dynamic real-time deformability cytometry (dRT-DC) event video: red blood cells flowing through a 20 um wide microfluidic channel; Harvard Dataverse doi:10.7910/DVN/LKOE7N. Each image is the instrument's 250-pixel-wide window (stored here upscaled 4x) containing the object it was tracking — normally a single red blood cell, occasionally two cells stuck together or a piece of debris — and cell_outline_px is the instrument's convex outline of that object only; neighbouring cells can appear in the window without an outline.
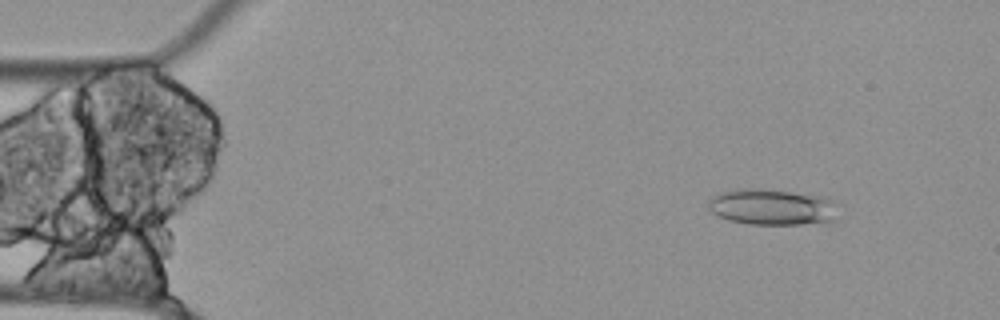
{"species": "Egyptian fruit bat (a non-hibernating species)", "species_latin": "Rousettus aegyptiacus", "temperature_condition": "cold", "stored_images_in_passage": 14, "camera_frame_rate_fps": 3000, "um_per_image_px": 0.085, "animal": {"sex": "female"}, "frame": {"image": 1, "passage_image": 1, "time_ms": 0.0, "image_size_px": [1000, 320], "cell_outline_px": [[840, 220], [800, 224], [748, 224], [728, 220], [712, 212], [708, 208], [708, 200], [712, 196], [720, 192], [736, 188], [760, 188], [792, 192], [820, 196], [832, 200]], "centroid_in_image_um": [65.6, 17.59], "position_along_channel_um": 19.4, "area_um2": 27.46}}
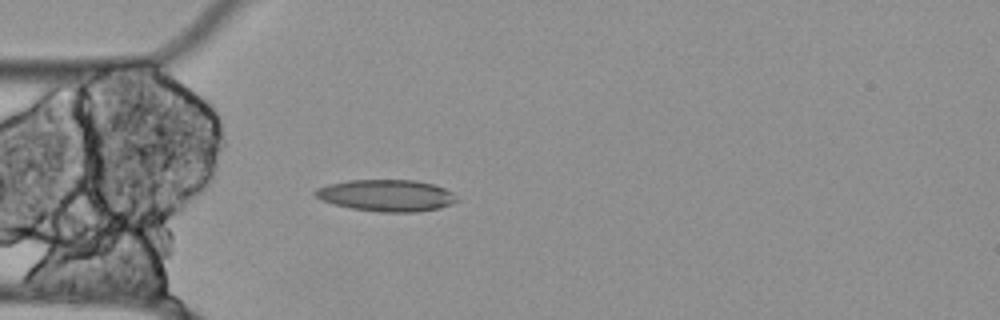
{"frame": {"image": 2, "passage_image": 10, "time_ms": 3.0, "image_size_px": [1000, 320], "cell_outline_px": [[460, 200], [452, 204], [440, 208], [416, 212], [380, 212], [352, 208], [332, 204], [320, 200], [312, 192], [316, 188], [328, 184], [348, 180], [416, 180], [436, 184], [452, 192]], "centroid_in_image_um": [32.86, 16.61], "position_along_channel_um": 52.1, "area_um2": 26.47}}
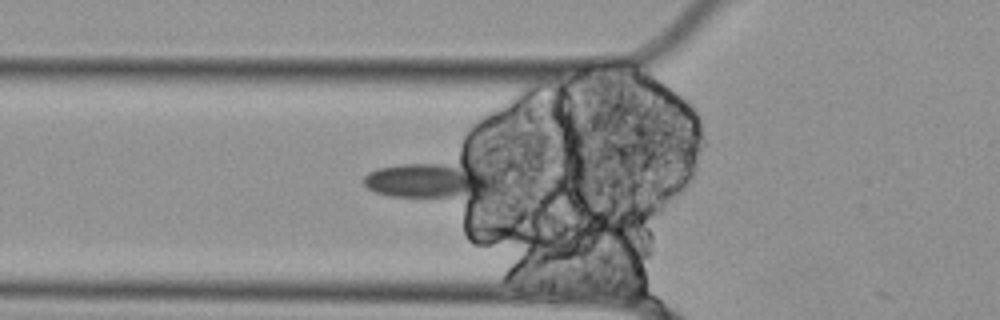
{"frame": {"image": 3, "passage_image": 13, "time_ms": 4.0, "image_size_px": [1000, 320], "cell_outline_px": [[496, 184], [488, 192], [476, 200], [472, 200], [392, 196], [376, 192], [368, 188], [364, 184], [364, 176], [368, 172], [376, 168], [400, 164], [464, 156], [492, 176], [496, 180]], "centroid_in_image_um": [36.74, 15.27], "position_along_channel_um": 89.1, "area_um2": 30.52}}